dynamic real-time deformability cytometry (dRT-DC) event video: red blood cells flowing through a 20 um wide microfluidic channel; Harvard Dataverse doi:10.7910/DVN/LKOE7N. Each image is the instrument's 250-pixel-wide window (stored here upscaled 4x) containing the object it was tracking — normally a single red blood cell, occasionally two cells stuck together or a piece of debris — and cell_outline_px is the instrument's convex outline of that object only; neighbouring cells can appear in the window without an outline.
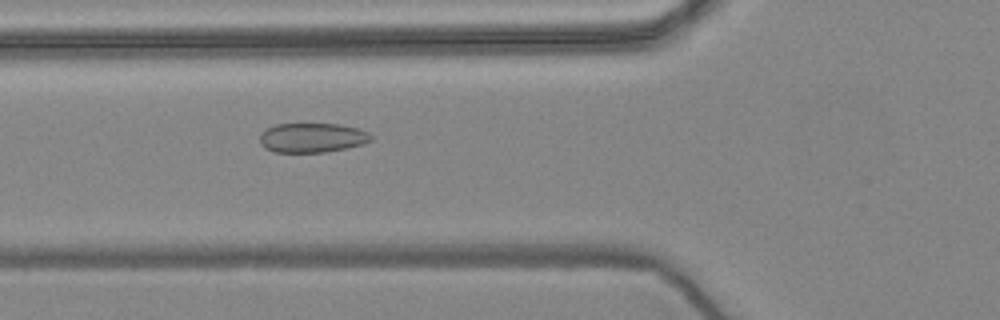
{"species": "common noctule bat (a hibernating species)", "species_latin": "Nyctalus noctula", "temperature_condition": "warm", "stored_images_in_passage": 57, "camera_frame_rate_fps": 3000, "um_per_image_px": 0.085, "animal": {"sex": "female", "body_mass_g": 24.6, "forearm_length_mm": 56.2}, "frame": {"image": 1, "passage_image": 21, "time_ms": 6.667, "image_size_px": [1000, 320], "cell_outline_px": [[372, 140], [364, 144], [348, 148], [324, 152], [272, 152], [264, 148], [260, 144], [260, 136], [268, 128], [276, 124], [340, 124], [356, 128], [368, 132], [372, 136]], "centroid_in_image_um": [26.55, 11.72], "position_along_channel_um": 99.3, "area_um2": 19.13}}
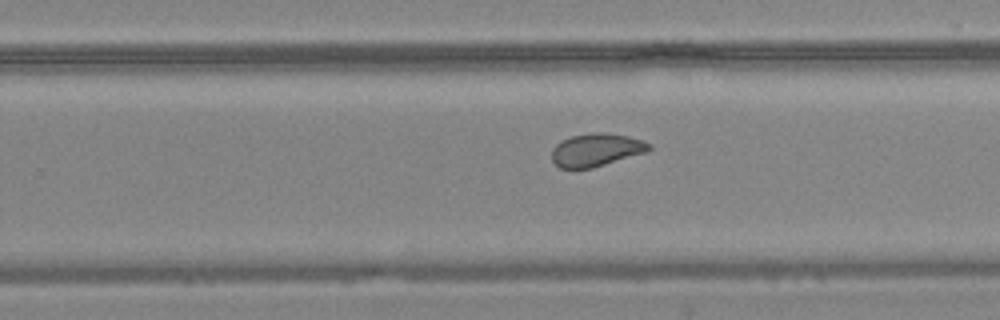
{"frame": {"image": 2, "passage_image": 36, "time_ms": 11.667, "image_size_px": [1000, 320], "cell_outline_px": [[652, 148], [648, 152], [592, 168], [560, 168], [552, 160], [552, 148], [560, 140], [572, 136], [596, 132], [600, 132], [628, 136], [644, 140], [652, 144]], "centroid_in_image_um": [50.71, 12.74], "position_along_channel_um": 279.1, "area_um2": 18.79}}
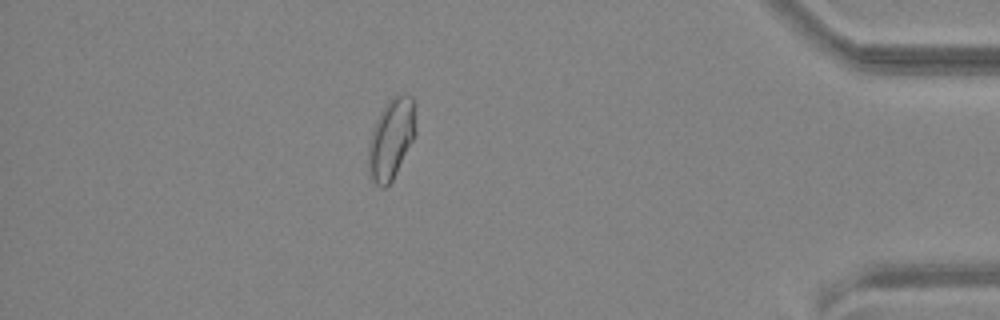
{"frame": {"image": 3, "passage_image": 50, "time_ms": 16.333, "image_size_px": [1000, 320], "cell_outline_px": [[416, 132], [392, 180], [384, 188], [380, 188], [368, 176], [368, 144], [372, 128], [384, 104], [392, 96], [404, 92], [408, 92], [412, 96], [416, 104]], "centroid_in_image_um": [33.25, 11.72], "position_along_channel_um": 401.9, "area_um2": 22.72}, "authors_computed_cell_mechanics": {"area_um2": 21.3282, "velocity_mm_per_s": 3.5973, "shape_relaxation_time_tau1_ms": null, "shape_relaxation_time_tau2_ms": 1.1952, "deformation_change_tau1": null, "deformation_change_tau2": 0.053}}